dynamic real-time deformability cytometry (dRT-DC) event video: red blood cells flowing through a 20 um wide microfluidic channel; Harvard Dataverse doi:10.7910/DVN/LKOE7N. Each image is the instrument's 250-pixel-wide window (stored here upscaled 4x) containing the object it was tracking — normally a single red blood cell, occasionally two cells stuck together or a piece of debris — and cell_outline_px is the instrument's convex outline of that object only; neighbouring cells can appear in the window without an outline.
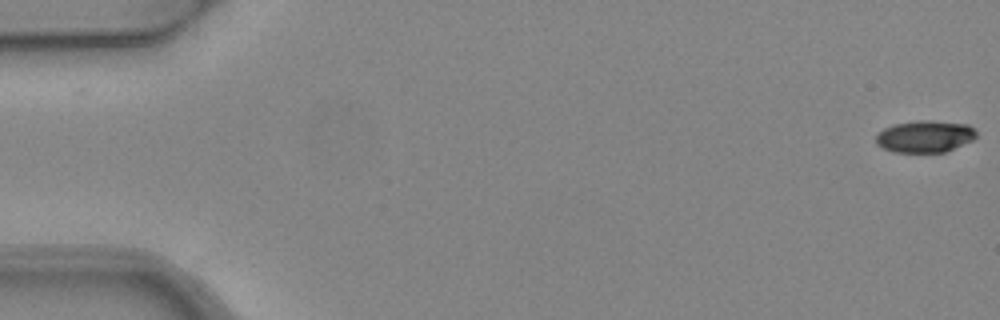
{"species": "common noctule bat (a hibernating species)", "species_latin": "Nyctalus noctula", "temperature_condition": "warm", "stored_images_in_passage": 4, "camera_frame_rate_fps": 3000, "um_per_image_px": 0.085, "animal": {"sex": "female", "body_mass_g": 24.6, "forearm_length_mm": 56.2}, "frame": {"image": 1, "passage_image": 1, "time_ms": 0.0, "image_size_px": [1000, 320], "cell_outline_px": [[976, 136], [972, 140], [944, 152], [896, 152], [884, 148], [876, 144], [876, 132], [892, 124], [916, 120], [932, 120], [968, 124], [976, 132]], "centroid_in_image_um": [78.58, 11.58], "position_along_channel_um": 6.4, "area_um2": 18.73}}